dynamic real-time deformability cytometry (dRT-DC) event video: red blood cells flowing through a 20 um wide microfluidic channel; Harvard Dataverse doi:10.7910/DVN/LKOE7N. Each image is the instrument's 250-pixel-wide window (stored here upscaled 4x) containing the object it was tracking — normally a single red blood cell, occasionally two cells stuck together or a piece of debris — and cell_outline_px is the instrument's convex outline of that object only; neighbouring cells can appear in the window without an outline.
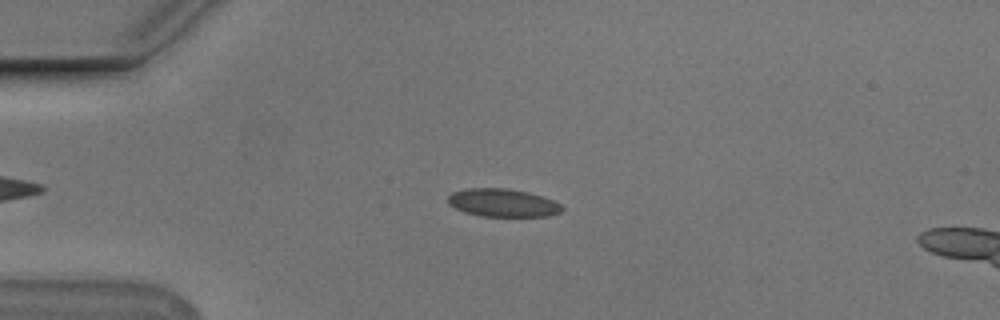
{"species": "Egyptian fruit bat (a non-hibernating species)", "species_latin": "Rousettus aegyptiacus", "temperature_condition": "cold", "stored_images_in_passage": 43, "camera_frame_rate_fps": 3000, "um_per_image_px": 0.085, "animal": {"sex": "male"}, "frame": {"image": 1, "passage_image": 2, "time_ms": 0.333, "image_size_px": [1000, 320], "cell_outline_px": [[564, 208], [560, 212], [548, 216], [480, 216], [464, 212], [448, 204], [448, 196], [452, 192], [464, 188], [508, 188], [528, 192], [552, 200], [560, 204]], "centroid_in_image_um": [42.7, 17.23], "position_along_channel_um": 42.3, "area_um2": 18.61}}
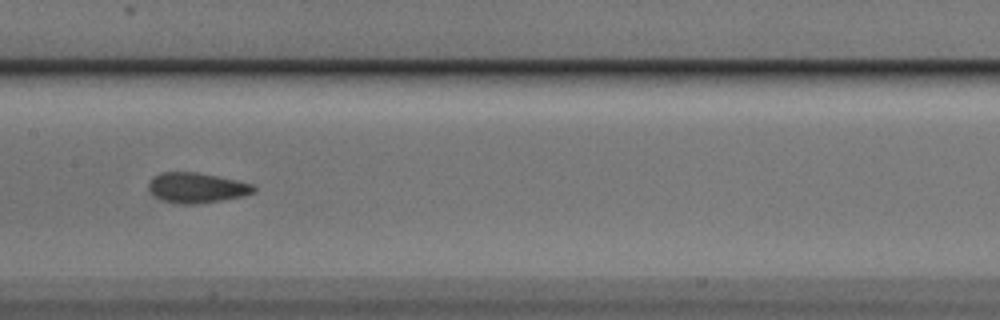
{"frame": {"image": 2, "passage_image": 16, "time_ms": 5.0, "image_size_px": [1000, 320], "cell_outline_px": [[256, 192], [244, 196], [196, 204], [176, 204], [160, 200], [148, 188], [148, 180], [152, 176], [160, 172], [196, 172], [256, 184]], "centroid_in_image_um": [16.71, 15.96], "position_along_channel_um": 190.7, "area_um2": 18.73}}
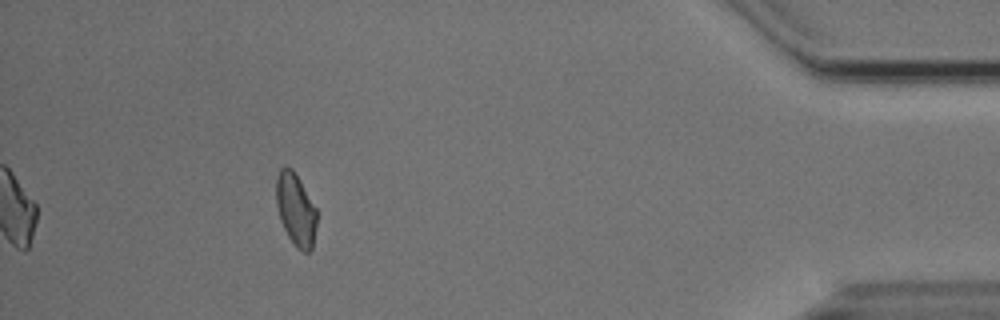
{"frame": {"image": 3, "passage_image": 38, "time_ms": 12.333, "image_size_px": [1000, 320], "cell_outline_px": [[316, 228], [312, 248], [308, 252], [304, 252], [296, 248], [288, 236], [280, 220], [276, 204], [276, 176], [280, 168], [292, 168], [300, 180], [316, 208]], "centroid_in_image_um": [25.13, 17.82], "position_along_channel_um": 410.1, "area_um2": 17.11}, "authors_computed_cell_mechanics": {"area_um2": 18.1492, "velocity_mm_per_s": 3.7442, "shape_relaxation_time_tau1_ms": 4.3695, "shape_relaxation_time_tau2_ms": 1.7127, "deformation_change_tau1": 0.0829, "deformation_change_tau2": 0.0764}}